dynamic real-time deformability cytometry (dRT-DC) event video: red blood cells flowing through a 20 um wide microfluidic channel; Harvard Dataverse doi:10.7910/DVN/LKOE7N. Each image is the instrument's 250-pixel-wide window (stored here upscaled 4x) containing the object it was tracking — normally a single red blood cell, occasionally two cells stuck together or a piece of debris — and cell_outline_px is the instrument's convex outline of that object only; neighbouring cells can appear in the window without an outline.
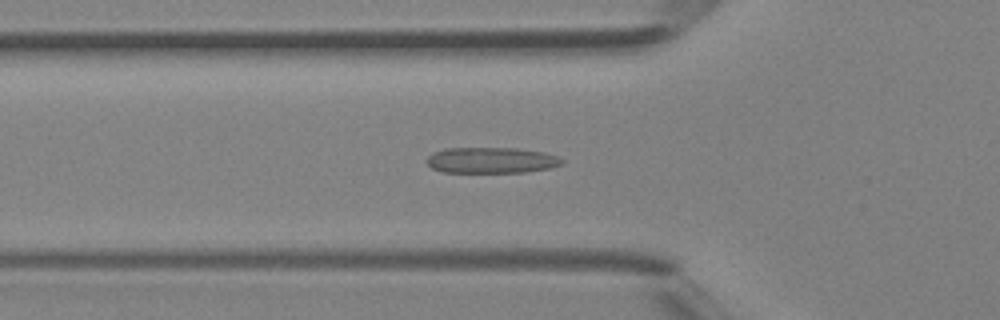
{"species": "Egyptian fruit bat (a non-hibernating species)", "species_latin": "Rousettus aegyptiacus", "temperature_condition": "room temperature", "stored_images_in_passage": 43, "camera_frame_rate_fps": 3000, "um_per_image_px": 0.085, "animal": {"sex": "female"}, "frame": {"image": 1, "passage_image": 14, "time_ms": 4.333, "image_size_px": [1000, 320], "cell_outline_px": [[564, 164], [548, 168], [524, 172], [444, 172], [432, 168], [428, 164], [428, 156], [432, 152], [444, 148], [516, 148], [544, 152], [556, 156], [564, 160]], "centroid_in_image_um": [41.76, 13.61], "position_along_channel_um": 84.0, "area_um2": 20.35}}
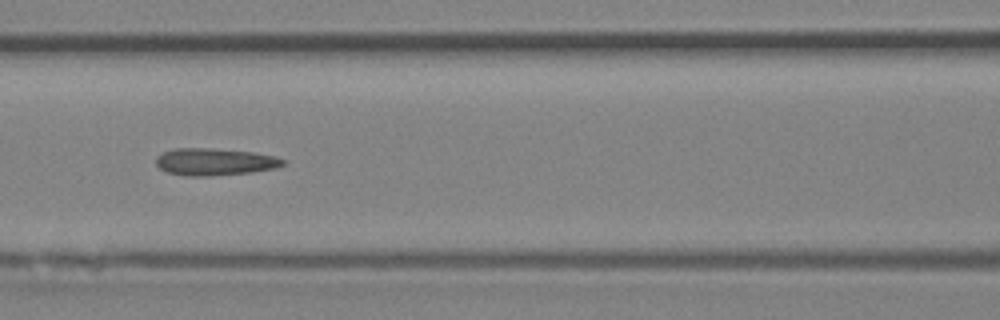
{"frame": {"image": 2, "passage_image": 18, "time_ms": 5.667, "image_size_px": [1000, 320], "cell_outline_px": [[284, 164], [276, 168], [252, 172], [208, 176], [184, 176], [168, 172], [160, 168], [156, 164], [156, 156], [164, 152], [176, 148], [212, 148], [252, 152], [276, 156], [284, 160]], "centroid_in_image_um": [18.24, 13.75], "position_along_channel_um": 148.4, "area_um2": 20.06}}
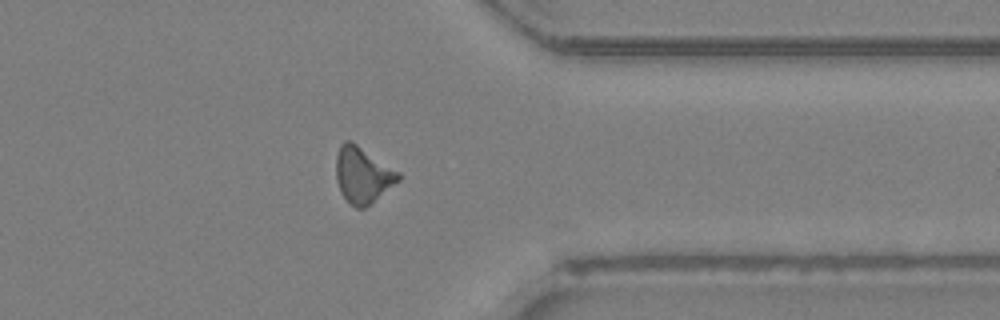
{"frame": {"image": 3, "passage_image": 33, "time_ms": 10.667, "image_size_px": [1000, 320], "cell_outline_px": [[400, 180], [364, 208], [356, 208], [348, 204], [340, 192], [336, 180], [336, 156], [340, 144], [344, 140], [352, 140], [400, 172]], "centroid_in_image_um": [30.8, 14.85], "position_along_channel_um": 380.6, "area_um2": 20.58}}